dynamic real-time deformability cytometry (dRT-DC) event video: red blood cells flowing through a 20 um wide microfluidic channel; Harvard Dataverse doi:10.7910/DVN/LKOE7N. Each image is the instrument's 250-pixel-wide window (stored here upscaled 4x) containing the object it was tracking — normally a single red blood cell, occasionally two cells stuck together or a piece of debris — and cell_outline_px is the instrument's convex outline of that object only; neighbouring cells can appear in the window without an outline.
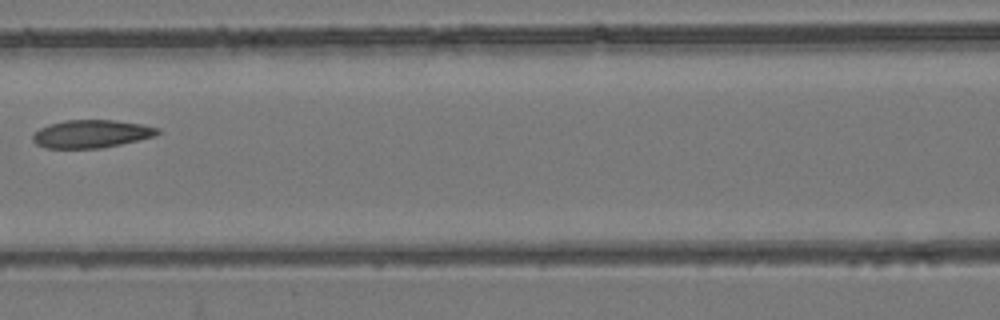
{"species": "common noctule bat (a hibernating species)", "species_latin": "Nyctalus noctula", "temperature_condition": "room temperature", "stored_images_in_passage": 8, "camera_frame_rate_fps": 3000, "um_per_image_px": 0.085, "animal": {"sex": "female", "body_mass_g": 24.6, "forearm_length_mm": 56.2}, "frame": {"image": 1, "passage_image": 6, "time_ms": 1.667, "image_size_px": [1000, 320], "cell_outline_px": [[160, 132], [156, 136], [120, 144], [100, 148], [44, 148], [36, 144], [32, 140], [32, 136], [40, 128], [48, 124], [64, 120], [116, 120], [144, 124], [160, 128]], "centroid_in_image_um": [7.78, 11.37], "position_along_channel_um": 158.8, "area_um2": 20.46}}
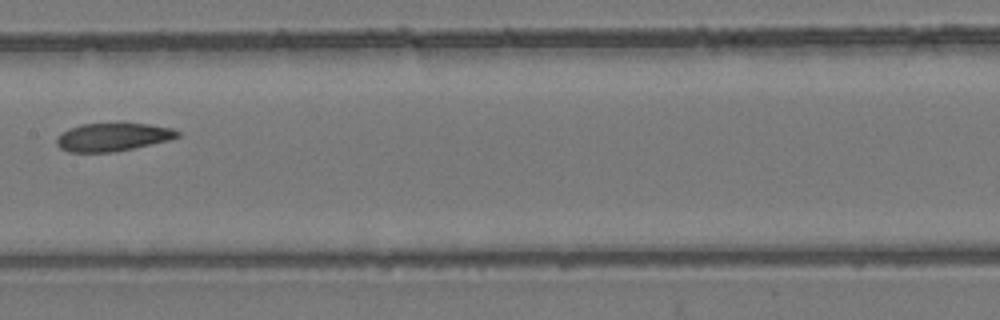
{"frame": {"image": 2, "passage_image": 7, "time_ms": 2.0, "image_size_px": [1000, 320], "cell_outline_px": [[180, 136], [168, 140], [116, 152], [68, 152], [60, 148], [56, 144], [56, 136], [68, 128], [80, 124], [116, 120], [120, 120], [148, 124], [172, 128], [180, 132]], "centroid_in_image_um": [9.55, 11.59], "position_along_channel_um": 197.8, "area_um2": 20.81}}
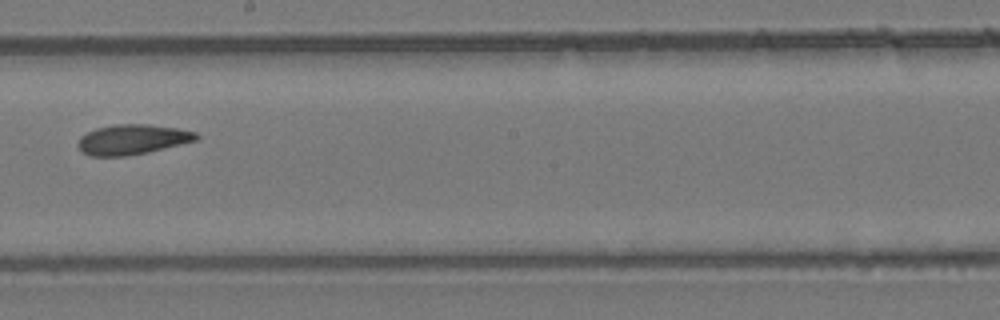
{"frame": {"image": 3, "passage_image": 8, "time_ms": 2.333, "image_size_px": [1000, 320], "cell_outline_px": [[200, 136], [196, 140], [148, 152], [124, 156], [92, 156], [84, 152], [76, 144], [80, 136], [96, 128], [116, 124], [148, 124], [176, 128], [196, 132]], "centroid_in_image_um": [11.24, 11.85], "position_along_channel_um": 237.0, "area_um2": 20.52}}